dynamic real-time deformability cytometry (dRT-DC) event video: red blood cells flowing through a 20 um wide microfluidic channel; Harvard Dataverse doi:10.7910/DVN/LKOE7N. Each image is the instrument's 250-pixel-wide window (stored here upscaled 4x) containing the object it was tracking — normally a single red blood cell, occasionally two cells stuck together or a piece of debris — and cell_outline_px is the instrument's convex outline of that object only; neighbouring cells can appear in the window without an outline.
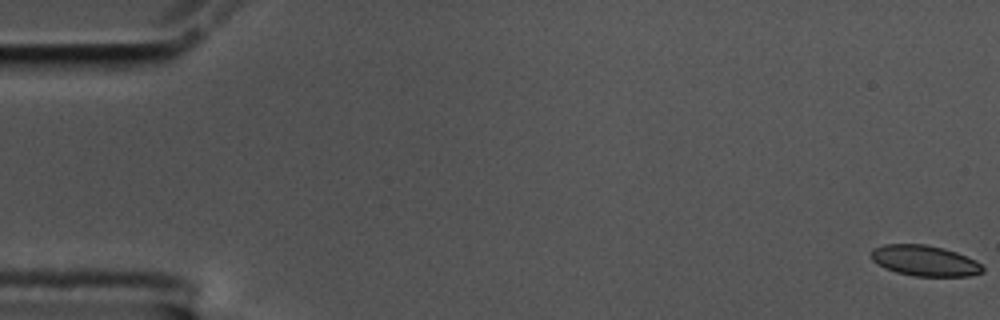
{"species": "common noctule bat (a hibernating species)", "species_latin": "Nyctalus noctula", "temperature_condition": "cold", "stored_images_in_passage": 59, "camera_frame_rate_fps": 3000, "um_per_image_px": 0.085, "animal": {"sex": "male", "body_mass_g": 17.5, "forearm_length_mm": 52.3}, "frame": {"image": 1, "passage_image": 1, "time_ms": 0.0, "image_size_px": [1000, 320], "cell_outline_px": [[984, 272], [968, 276], [916, 276], [896, 272], [884, 268], [872, 260], [872, 248], [884, 244], [924, 244], [944, 248], [956, 252], [976, 260], [984, 268]], "centroid_in_image_um": [78.6, 22.15], "position_along_channel_um": 6.4, "area_um2": 19.94}}
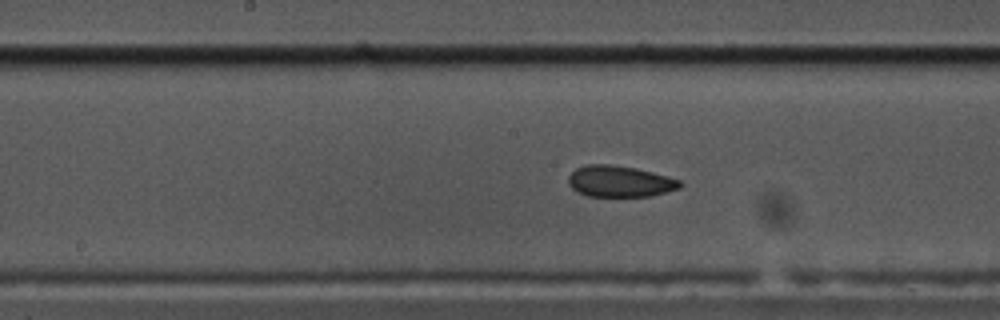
{"frame": {"image": 2, "passage_image": 30, "time_ms": 9.667, "image_size_px": [1000, 320], "cell_outline_px": [[684, 184], [680, 188], [648, 196], [588, 196], [576, 192], [568, 184], [568, 176], [576, 168], [584, 164], [612, 164], [636, 168], [668, 176], [680, 180]], "centroid_in_image_um": [52.65, 15.4], "position_along_channel_um": 195.5, "area_um2": 20.46}}
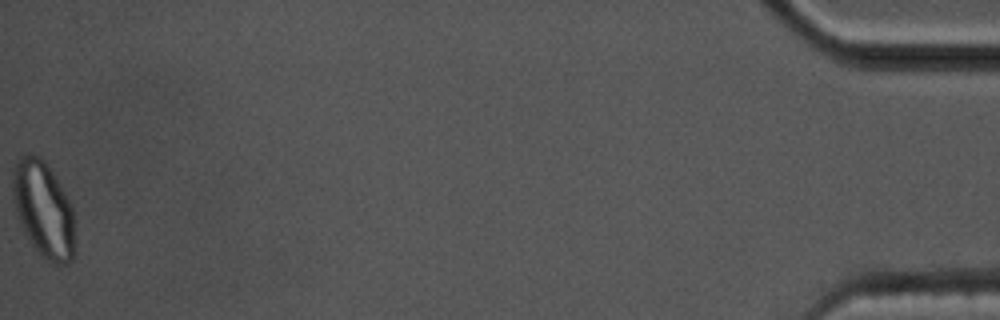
{"frame": {"image": 3, "passage_image": 59, "time_ms": 19.333, "image_size_px": [1000, 320], "cell_outline_px": [[72, 260], [68, 264], [56, 264], [48, 260], [32, 244], [24, 232], [20, 224], [16, 212], [12, 196], [12, 172], [20, 156], [32, 152], [40, 156], [48, 164], [56, 176], [72, 208]], "centroid_in_image_um": [3.64, 17.71], "position_along_channel_um": 431.6, "area_um2": 34.28}, "authors_computed_cell_mechanics": {"area_um2": 20.6346, "velocity_mm_per_s": 3.476, "shape_relaxation_time_tau1_ms": 6.7969, "shape_relaxation_time_tau2_ms": 1.9002, "deformation_change_tau1": 0.121, "deformation_change_tau2": 0.0496}}